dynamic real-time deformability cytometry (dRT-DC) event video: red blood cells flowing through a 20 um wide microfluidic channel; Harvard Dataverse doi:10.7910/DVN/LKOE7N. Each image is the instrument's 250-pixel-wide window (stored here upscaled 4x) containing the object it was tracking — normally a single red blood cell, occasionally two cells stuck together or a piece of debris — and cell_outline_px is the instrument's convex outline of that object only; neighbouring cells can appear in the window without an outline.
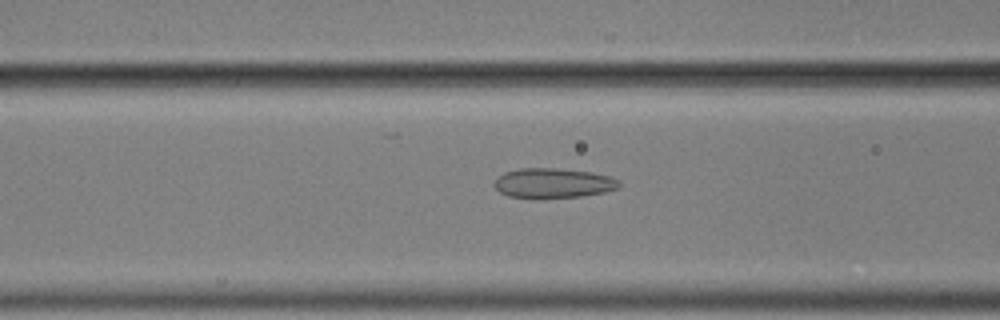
{"species": "common noctule bat (a hibernating species)", "species_latin": "Nyctalus noctula", "temperature_condition": "cold", "stored_images_in_passage": 53, "camera_frame_rate_fps": 3000, "um_per_image_px": 0.085, "animal": {"sex": "male", "body_mass_g": 17.9}, "frame": {"image": 1, "passage_image": 19, "time_ms": 6.0, "image_size_px": [1000, 320], "cell_outline_px": [[620, 188], [604, 192], [580, 196], [540, 200], [508, 196], [500, 192], [492, 184], [504, 172], [520, 168], [556, 168], [592, 172], [612, 176], [620, 180]], "centroid_in_image_um": [47.03, 15.58], "position_along_channel_um": 119.6, "area_um2": 22.25}}
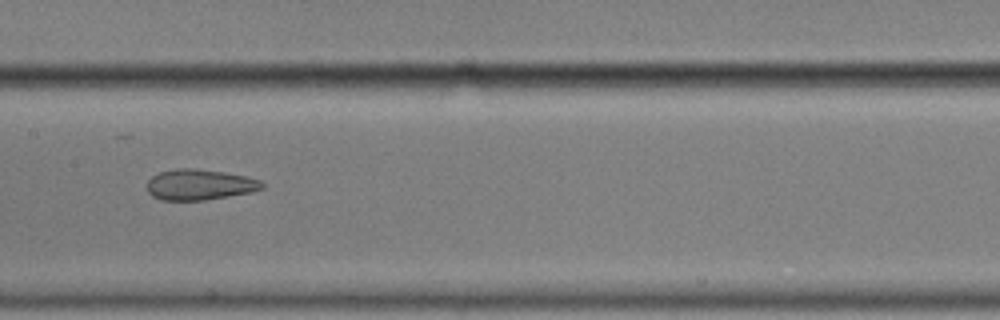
{"frame": {"image": 2, "passage_image": 25, "time_ms": 8.0, "image_size_px": [1000, 320], "cell_outline_px": [[264, 188], [252, 192], [204, 200], [160, 200], [152, 196], [148, 192], [148, 180], [152, 176], [160, 172], [180, 168], [192, 168], [224, 172], [244, 176], [260, 180], [264, 184]], "centroid_in_image_um": [16.96, 15.7], "position_along_channel_um": 190.4, "area_um2": 20.46}}
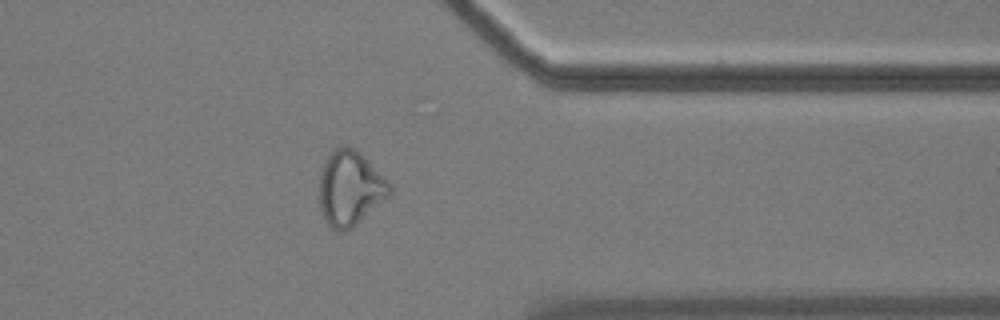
{"frame": {"image": 3, "passage_image": 42, "time_ms": 13.667, "image_size_px": [1000, 320], "cell_outline_px": [[392, 192], [388, 196], [352, 228], [340, 232], [332, 228], [324, 220], [320, 208], [320, 176], [324, 164], [332, 148], [344, 144], [348, 144], [360, 152], [392, 184]], "centroid_in_image_um": [29.76, 15.97], "position_along_channel_um": 381.6, "area_um2": 30.69}, "authors_computed_cell_mechanics": {"area_um2": 23.9292, "velocity_mm_per_s": 3.5192, "shape_relaxation_time_tau1_ms": null, "shape_relaxation_time_tau2_ms": 2.0094, "deformation_change_tau1": null, "deformation_change_tau2": 0.0808}}